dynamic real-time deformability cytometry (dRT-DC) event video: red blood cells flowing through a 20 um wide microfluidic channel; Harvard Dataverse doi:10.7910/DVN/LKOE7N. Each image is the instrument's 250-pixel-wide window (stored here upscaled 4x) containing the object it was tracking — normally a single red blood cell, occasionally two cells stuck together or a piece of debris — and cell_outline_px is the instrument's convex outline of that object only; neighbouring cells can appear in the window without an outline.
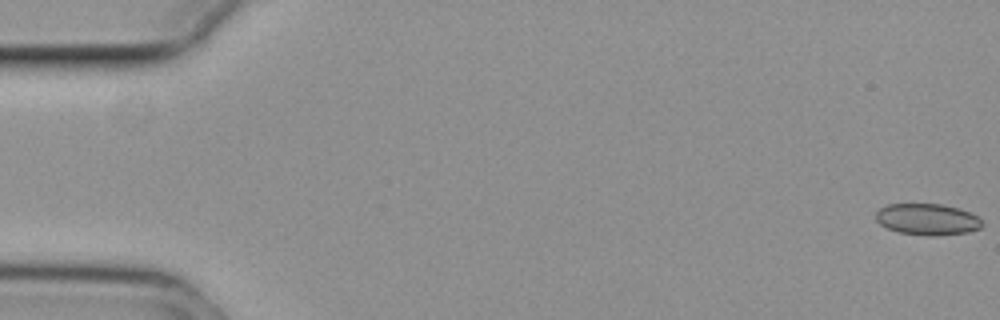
{"species": "common noctule bat (a hibernating species)", "species_latin": "Nyctalus noctula", "temperature_condition": "cold", "stored_images_in_passage": 12, "camera_frame_rate_fps": 3000, "um_per_image_px": 0.085, "animal": {"sex": "female", "body_mass_g": 29.2, "forearm_length_mm": 56.3}, "frame": {"image": 1, "passage_image": 1, "time_ms": 0.0, "image_size_px": [1000, 320], "cell_outline_px": [[984, 224], [980, 228], [968, 232], [936, 236], [928, 236], [900, 232], [888, 228], [880, 224], [876, 220], [876, 212], [880, 208], [888, 204], [940, 204], [960, 208], [976, 216]], "centroid_in_image_um": [78.83, 18.64], "position_along_channel_um": 6.2, "area_um2": 19.36}}